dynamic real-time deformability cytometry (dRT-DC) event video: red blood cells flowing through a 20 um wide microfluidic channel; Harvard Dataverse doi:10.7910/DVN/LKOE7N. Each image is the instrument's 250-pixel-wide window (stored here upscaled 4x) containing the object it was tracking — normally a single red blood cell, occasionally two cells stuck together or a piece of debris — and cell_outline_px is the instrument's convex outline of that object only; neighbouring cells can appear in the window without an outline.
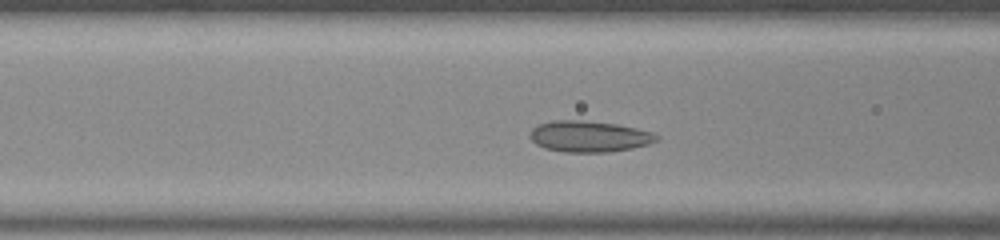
{"species": "common noctule bat (a hibernating species)", "species_latin": "Nyctalus noctula", "temperature_condition": "room temperature", "stored_images_in_passage": 31, "camera_frame_rate_fps": 3000, "um_per_image_px": 0.085, "animal": {"sex": "male", "body_mass_g": 20.0, "forearm_length_mm": 53.3}, "frame": {"image": 1, "passage_image": 6, "time_ms": 1.667, "image_size_px": [1000, 240], "cell_outline_px": [[660, 140], [648, 144], [632, 148], [608, 152], [564, 152], [544, 148], [536, 144], [532, 140], [532, 128], [540, 124], [556, 120], [580, 120], [616, 124], [636, 128], [652, 132], [660, 136]], "centroid_in_image_um": [50.12, 11.6], "position_along_channel_um": 116.5, "area_um2": 22.83}}
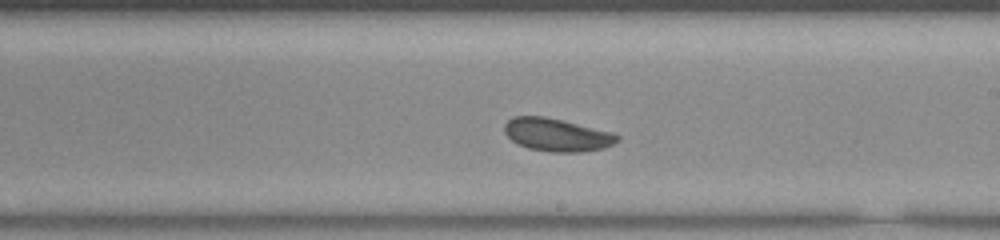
{"frame": {"image": 2, "passage_image": 16, "time_ms": 5.0, "image_size_px": [1000, 240], "cell_outline_px": [[620, 140], [604, 148], [580, 152], [548, 152], [528, 148], [516, 144], [504, 132], [504, 124], [512, 116], [544, 116], [612, 132], [620, 136]], "centroid_in_image_um": [47.31, 11.46], "position_along_channel_um": 241.7, "area_um2": 21.68}}
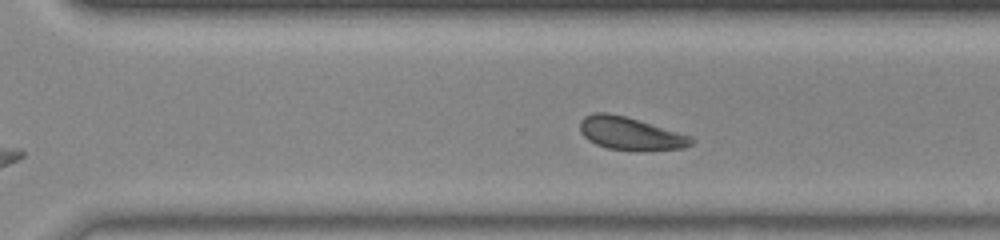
{"frame": {"image": 3, "passage_image": 22, "time_ms": 7.0, "image_size_px": [1000, 240], "cell_outline_px": [[696, 140], [692, 144], [684, 148], [608, 148], [596, 144], [588, 140], [580, 132], [580, 120], [584, 116], [596, 112], [608, 112], [624, 116], [692, 136]], "centroid_in_image_um": [53.53, 11.3], "position_along_channel_um": 317.1, "area_um2": 20.46}, "authors_computed_cell_mechanics": {"area_um2": 21.5594, "velocity_mm_per_s": 3.7706, "shape_relaxation_time_tau1_ms": 2.9354, "shape_relaxation_time_tau2_ms": 4.9531, "deformation_change_tau1": 0.0483, "deformation_change_tau2": 0.1055}}